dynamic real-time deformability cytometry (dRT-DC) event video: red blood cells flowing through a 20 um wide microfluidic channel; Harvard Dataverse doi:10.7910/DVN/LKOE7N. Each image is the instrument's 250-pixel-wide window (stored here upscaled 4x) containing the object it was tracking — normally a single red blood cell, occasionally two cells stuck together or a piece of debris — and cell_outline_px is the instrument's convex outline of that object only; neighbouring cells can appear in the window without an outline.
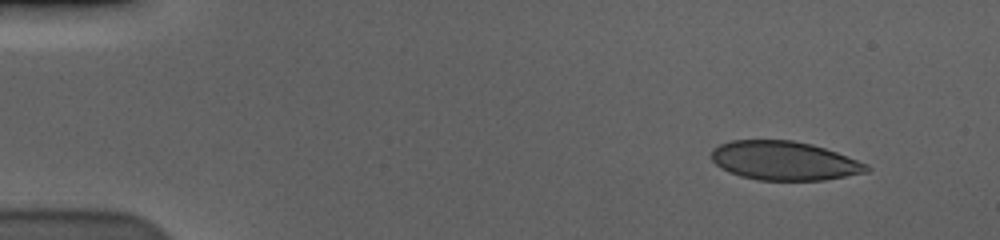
{"species": "human", "species_latin": "Homo sapiens", "temperature_condition": "cold", "stored_images_in_passage": 53, "camera_frame_rate_fps": 3000, "um_per_image_px": 0.085, "donor": {"sex": "male"}, "frame": {"image": 1, "passage_image": 1, "time_ms": 0.0, "image_size_px": [1000, 240], "cell_outline_px": [[872, 168], [868, 172], [824, 180], [756, 180], [740, 176], [728, 172], [716, 164], [712, 160], [712, 152], [720, 144], [732, 140], [792, 140], [812, 144], [836, 152], [868, 164]], "centroid_in_image_um": [66.68, 13.67], "position_along_channel_um": 18.3, "area_um2": 35.14}}
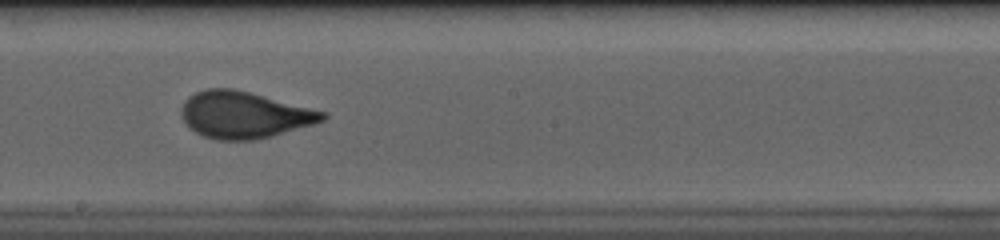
{"frame": {"image": 2, "passage_image": 28, "time_ms": 9.0, "image_size_px": [1000, 240], "cell_outline_px": [[328, 116], [324, 120], [312, 124], [272, 136], [256, 140], [216, 140], [204, 136], [188, 128], [180, 112], [180, 108], [184, 100], [188, 96], [196, 92], [208, 88], [232, 88], [328, 112]], "centroid_in_image_um": [20.72, 9.76], "position_along_channel_um": 227.5, "area_um2": 38.44}}
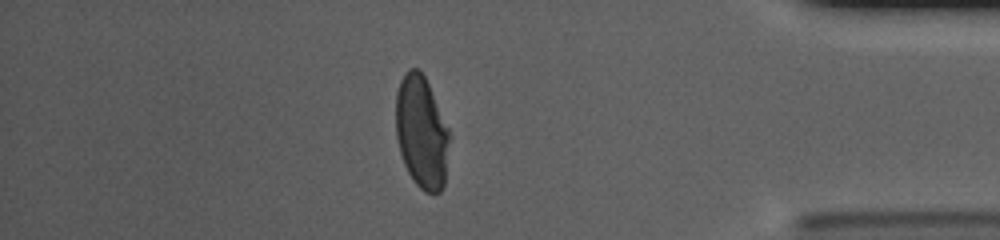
{"frame": {"image": 3, "passage_image": 45, "time_ms": 14.667, "image_size_px": [1000, 240], "cell_outline_px": [[448, 140], [444, 184], [440, 192], [424, 192], [412, 180], [404, 164], [400, 152], [396, 136], [396, 92], [400, 80], [404, 72], [408, 68], [420, 68], [428, 84], [448, 128]], "centroid_in_image_um": [35.79, 11.21], "position_along_channel_um": 399.4, "area_um2": 34.8}, "authors_computed_cell_mechanics": {"area_um2": 37.0498, "velocity_mm_per_s": 3.5882, "shape_relaxation_time_tau1_ms": 6.5429, "shape_relaxation_time_tau2_ms": null, "deformation_change_tau1": 0.1869, "deformation_change_tau2": null}}